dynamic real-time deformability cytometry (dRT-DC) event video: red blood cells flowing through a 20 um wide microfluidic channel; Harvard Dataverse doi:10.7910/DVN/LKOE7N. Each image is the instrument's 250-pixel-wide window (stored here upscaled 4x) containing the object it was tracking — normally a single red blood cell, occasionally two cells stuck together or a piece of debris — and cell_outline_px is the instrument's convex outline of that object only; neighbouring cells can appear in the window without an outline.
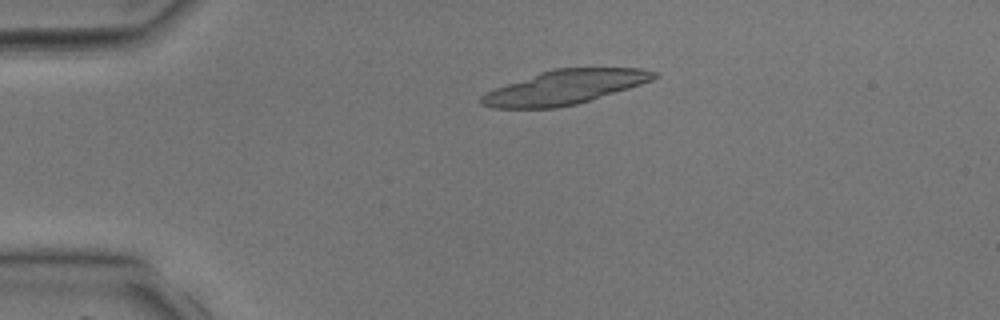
{"species": "common noctule bat (a hibernating species)", "species_latin": "Nyctalus noctula", "temperature_condition": "room temperature", "stored_images_in_passage": 24, "segment_of_instrument_passage": [1, 2], "camera_frame_rate_fps": 3000, "um_per_image_px": 0.085, "animal": {"sex": "male", "body_mass_g": 17.9, "forearm_length_mm": 54.2}, "frame": {"image": 1, "passage_image": 1, "time_ms": 0.0, "image_size_px": [1000, 320], "cell_outline_px": [[660, 76], [652, 80], [628, 88], [576, 104], [556, 108], [492, 108], [480, 104], [480, 96], [484, 92], [540, 72], [552, 68], [640, 68], [656, 72]], "centroid_in_image_um": [47.96, 7.41], "position_along_channel_um": 37.0, "area_um2": 34.16}}